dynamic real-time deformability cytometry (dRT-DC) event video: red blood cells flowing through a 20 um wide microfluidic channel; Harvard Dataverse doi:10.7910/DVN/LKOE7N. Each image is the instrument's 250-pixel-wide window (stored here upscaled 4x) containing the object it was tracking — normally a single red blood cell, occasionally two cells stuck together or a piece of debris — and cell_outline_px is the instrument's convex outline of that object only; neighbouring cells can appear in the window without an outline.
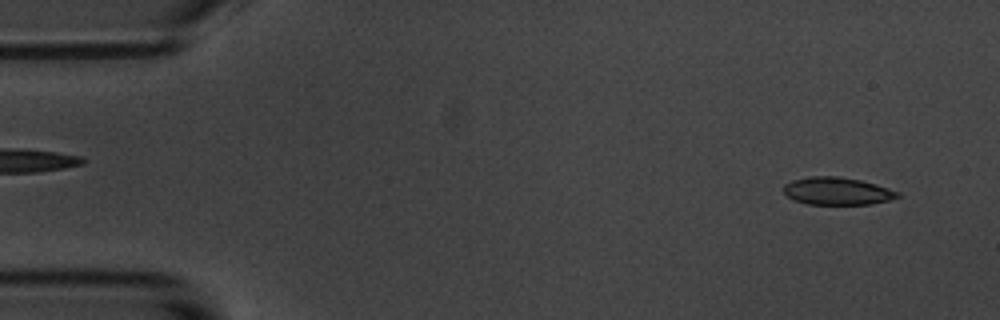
{"species": "common noctule bat (a hibernating species)", "species_latin": "Nyctalus noctula", "temperature_condition": "room temperature", "stored_images_in_passage": 6, "segment_of_instrument_passage": [2, 2], "camera_frame_rate_fps": 3000, "um_per_image_px": 0.085, "animal": {"sex": "male", "body_mass_g": 20.1, "forearm_length_mm": 53.5}, "frame": {"image": 1, "passage_image": 6, "time_ms": 6.0, "image_size_px": [1000, 320], "cell_outline_px": [[900, 196], [888, 200], [872, 204], [808, 204], [796, 200], [788, 196], [784, 192], [784, 184], [792, 180], [812, 176], [840, 176], [860, 180], [876, 184], [900, 192]], "centroid_in_image_um": [71.17, 16.23], "position_along_channel_um": 13.8, "area_um2": 18.21}}